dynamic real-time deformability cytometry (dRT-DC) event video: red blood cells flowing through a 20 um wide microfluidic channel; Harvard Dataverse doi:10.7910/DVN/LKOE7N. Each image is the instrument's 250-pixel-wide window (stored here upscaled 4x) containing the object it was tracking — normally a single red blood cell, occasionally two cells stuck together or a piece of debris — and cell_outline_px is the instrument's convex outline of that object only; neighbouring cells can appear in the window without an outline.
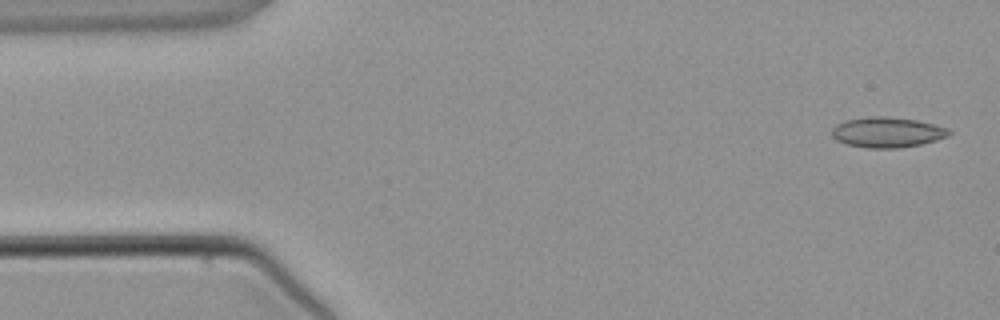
{"species": "common noctule bat (a hibernating species)", "species_latin": "Nyctalus noctula", "temperature_condition": "warm", "stored_images_in_passage": 4, "camera_frame_rate_fps": 3000, "um_per_image_px": 0.085, "animal": {"sex": "male", "body_mass_g": 21.5, "forearm_length_mm": 52.0}, "frame": {"image": 1, "passage_image": 1, "time_ms": 0.0, "image_size_px": [1000, 320], "cell_outline_px": [[952, 132], [948, 136], [936, 140], [920, 144], [900, 148], [868, 148], [848, 144], [836, 140], [832, 136], [832, 128], [836, 124], [844, 120], [868, 116], [884, 116], [916, 120], [948, 128]], "centroid_in_image_um": [75.39, 11.24], "position_along_channel_um": 9.6, "area_um2": 20.69}}
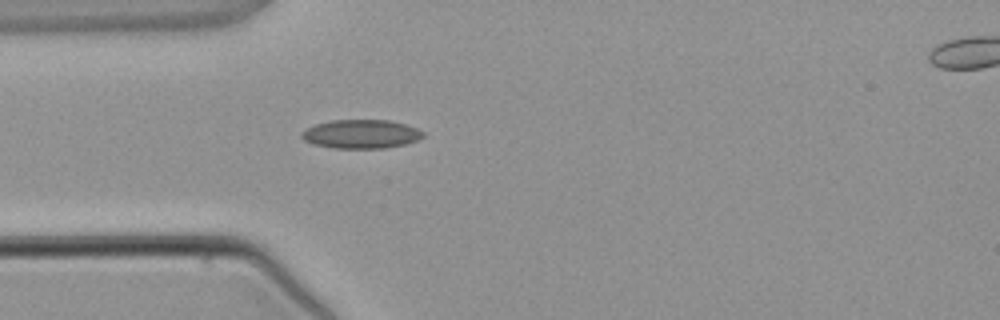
{"frame": {"image": 2, "passage_image": 4, "time_ms": 3.333, "image_size_px": [1000, 320], "cell_outline_px": [[424, 136], [416, 140], [404, 144], [384, 148], [336, 148], [312, 144], [304, 140], [300, 136], [300, 132], [316, 124], [332, 120], [388, 120], [404, 124], [416, 128], [424, 132]], "centroid_in_image_um": [30.66, 11.39], "position_along_channel_um": 54.3, "area_um2": 20.23}}